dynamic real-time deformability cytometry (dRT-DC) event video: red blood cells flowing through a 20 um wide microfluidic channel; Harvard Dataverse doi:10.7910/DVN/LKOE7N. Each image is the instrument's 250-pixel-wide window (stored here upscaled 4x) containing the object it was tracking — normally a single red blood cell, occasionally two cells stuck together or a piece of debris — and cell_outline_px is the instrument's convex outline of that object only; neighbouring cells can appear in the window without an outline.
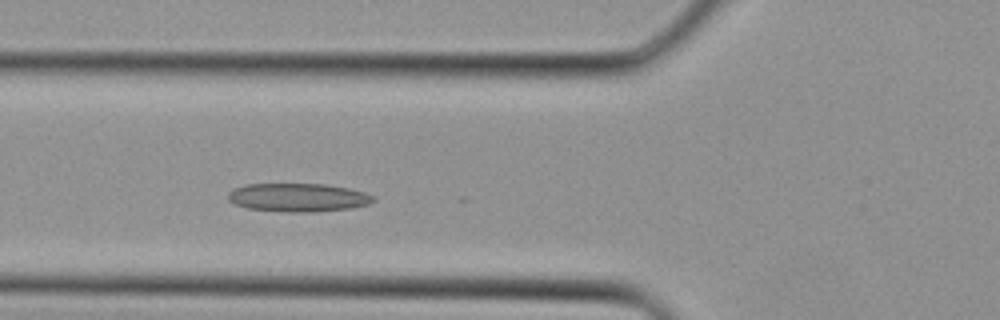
{"species": "Egyptian fruit bat (a non-hibernating species)", "species_latin": "Rousettus aegyptiacus", "temperature_condition": "cold", "stored_images_in_passage": 27, "camera_frame_rate_fps": 3000, "um_per_image_px": 0.085, "animal": {"sex": "female"}, "frame": {"image": 1, "passage_image": 7, "time_ms": 2.0, "image_size_px": [1000, 320], "cell_outline_px": [[376, 200], [368, 204], [352, 208], [312, 212], [288, 212], [248, 208], [236, 204], [228, 200], [228, 192], [232, 188], [244, 184], [324, 184], [348, 188], [364, 192], [372, 196]], "centroid_in_image_um": [25.31, 16.78], "position_along_channel_um": 100.5, "area_um2": 24.04}}
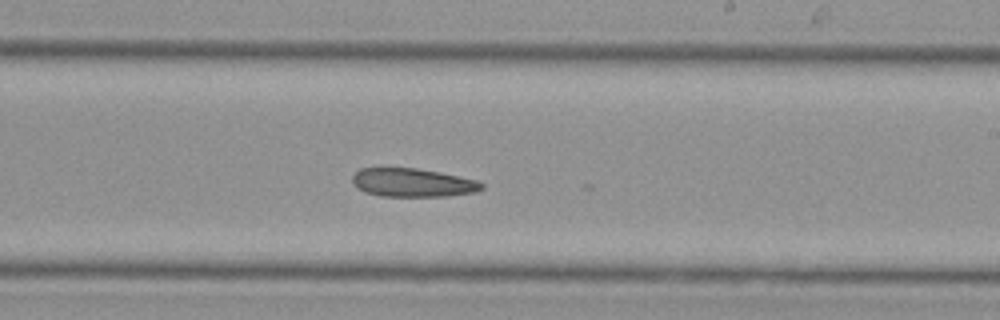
{"frame": {"image": 2, "passage_image": 15, "time_ms": 4.667, "image_size_px": [1000, 320], "cell_outline_px": [[484, 188], [476, 192], [448, 196], [380, 196], [364, 192], [352, 180], [352, 176], [360, 168], [416, 168], [440, 172], [476, 180], [484, 184]], "centroid_in_image_um": [35.1, 15.52], "position_along_channel_um": 253.9, "area_um2": 21.39}}
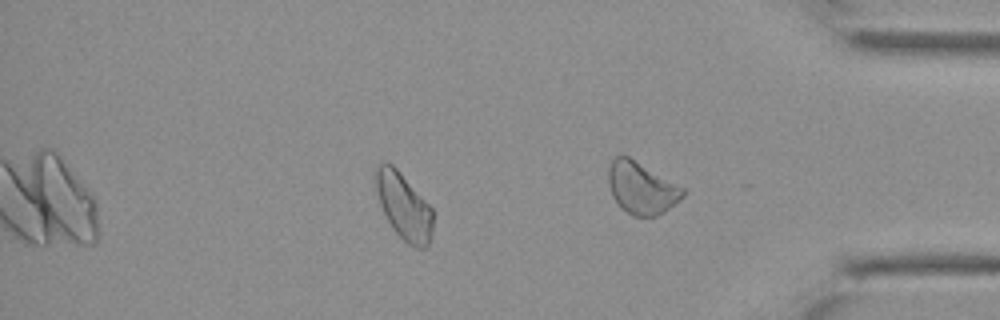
{"frame": {"image": 3, "passage_image": 22, "time_ms": 7.0, "image_size_px": [1000, 320], "cell_outline_px": [[436, 212], [432, 232], [428, 244], [424, 248], [416, 248], [408, 244], [392, 228], [380, 204], [372, 172], [384, 160], [392, 164], [400, 172]], "centroid_in_image_um": [34.33, 17.51], "position_along_channel_um": 400.9, "area_um2": 22.43}}